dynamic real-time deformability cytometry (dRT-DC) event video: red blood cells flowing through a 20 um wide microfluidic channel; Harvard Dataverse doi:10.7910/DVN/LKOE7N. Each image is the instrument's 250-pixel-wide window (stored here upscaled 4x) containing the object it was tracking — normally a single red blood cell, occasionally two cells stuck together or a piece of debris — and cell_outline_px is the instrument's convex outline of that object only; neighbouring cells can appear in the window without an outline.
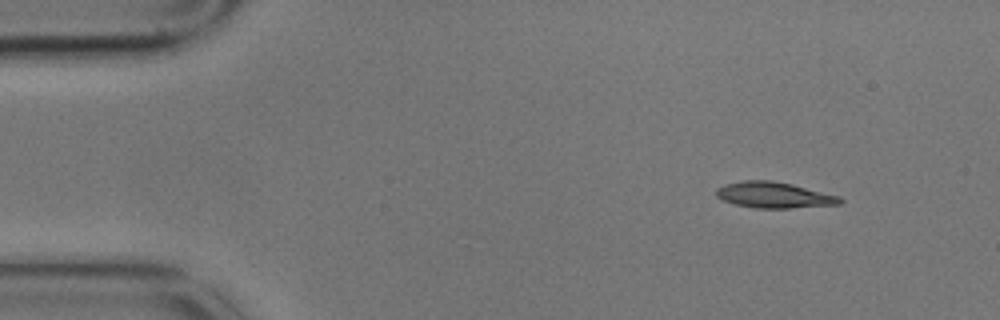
{"species": "common noctule bat (a hibernating species)", "species_latin": "Nyctalus noctula", "temperature_condition": "cold", "stored_images_in_passage": 3, "camera_frame_rate_fps": 3000, "um_per_image_px": 0.085, "animal": {"sex": "male", "body_mass_g": 17.9}, "frame": {"image": 1, "passage_image": 1, "time_ms": 0.0, "image_size_px": [1000, 320], "cell_outline_px": [[844, 200], [840, 204], [788, 208], [752, 208], [720, 200], [716, 196], [716, 188], [724, 184], [744, 180], [772, 180], [792, 184], [840, 196]], "centroid_in_image_um": [65.76, 16.57], "position_along_channel_um": 19.2, "area_um2": 18.84}}
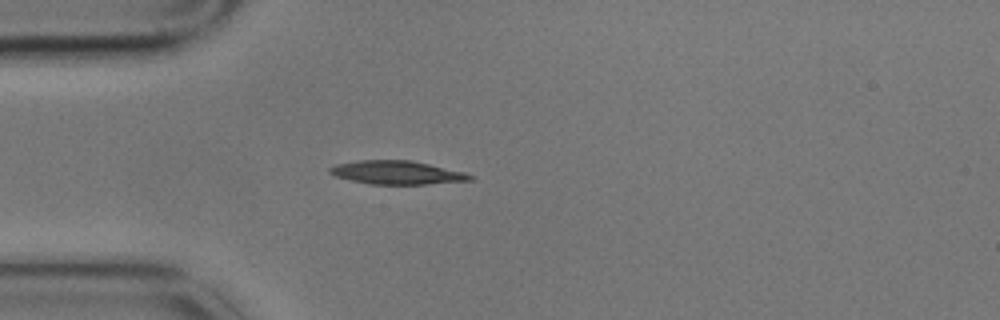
{"frame": {"image": 2, "passage_image": 3, "time_ms": 0.667, "image_size_px": [1000, 320], "cell_outline_px": [[476, 176], [472, 180], [424, 184], [368, 184], [336, 176], [328, 172], [328, 168], [336, 164], [356, 160], [408, 160], [428, 164], [464, 172]], "centroid_in_image_um": [33.71, 14.66], "position_along_channel_um": 51.3, "area_um2": 19.07}}